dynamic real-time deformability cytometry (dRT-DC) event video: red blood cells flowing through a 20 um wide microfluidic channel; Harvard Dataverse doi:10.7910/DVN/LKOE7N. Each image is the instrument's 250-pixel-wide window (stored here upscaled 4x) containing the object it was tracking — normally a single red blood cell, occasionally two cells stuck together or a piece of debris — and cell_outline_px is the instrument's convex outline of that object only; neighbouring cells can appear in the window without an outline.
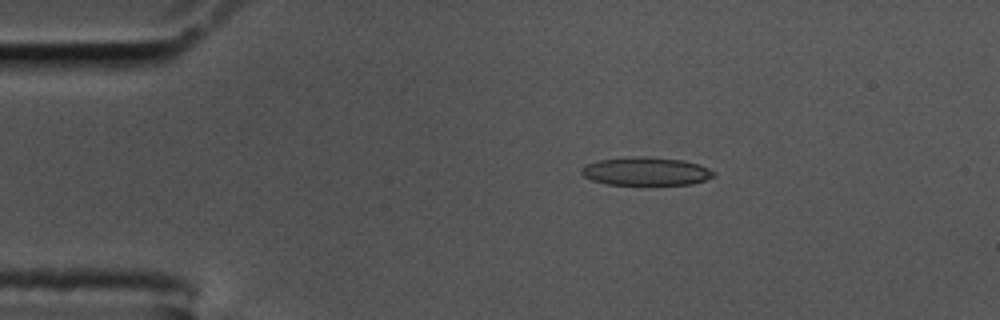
{"species": "common noctule bat (a hibernating species)", "species_latin": "Nyctalus noctula", "temperature_condition": "cold", "stored_images_in_passage": 48, "camera_frame_rate_fps": 3000, "um_per_image_px": 0.085, "animal": {"sex": "male", "body_mass_g": 17.5, "forearm_length_mm": 52.3}, "frame": {"image": 1, "passage_image": 1, "time_ms": 0.0, "image_size_px": [1000, 320], "cell_outline_px": [[716, 176], [692, 184], [608, 184], [592, 180], [584, 176], [580, 172], [580, 168], [596, 160], [636, 156], [640, 156], [680, 160], [700, 164], [716, 172]], "centroid_in_image_um": [54.91, 14.55], "position_along_channel_um": 30.1, "area_um2": 21.62}}
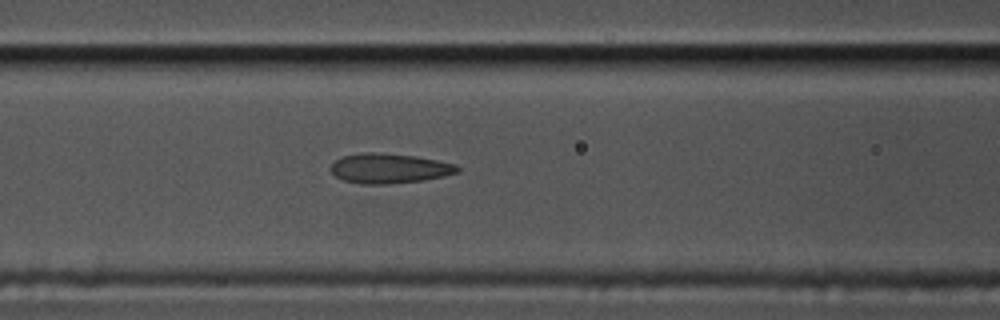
{"frame": {"image": 2, "passage_image": 14, "time_ms": 4.333, "image_size_px": [1000, 320], "cell_outline_px": [[460, 172], [444, 176], [424, 180], [388, 184], [360, 184], [344, 180], [336, 176], [328, 168], [340, 156], [364, 152], [372, 152], [416, 156], [456, 164], [460, 168]], "centroid_in_image_um": [33.08, 14.31], "position_along_channel_um": 133.5, "area_um2": 22.14}}
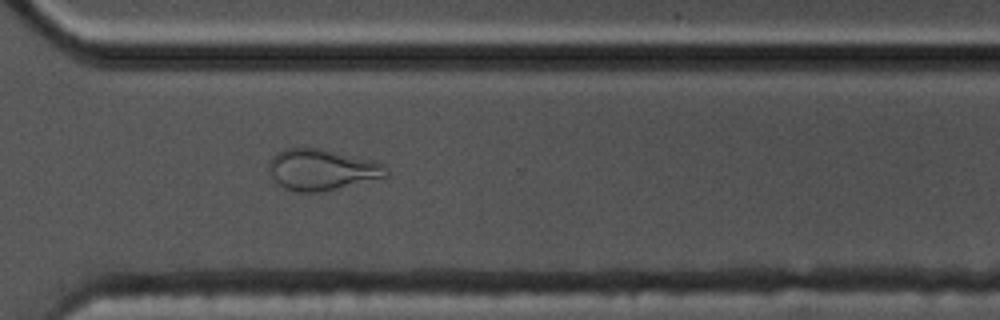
{"frame": {"image": 3, "passage_image": 32, "time_ms": 10.333, "image_size_px": [1000, 320], "cell_outline_px": [[388, 176], [324, 192], [296, 192], [284, 188], [272, 176], [268, 168], [268, 164], [272, 156], [276, 152], [284, 148], [320, 148], [372, 160], [384, 164], [388, 172]], "centroid_in_image_um": [27.34, 14.42], "position_along_channel_um": 343.3, "area_um2": 28.15}, "authors_computed_cell_mechanics": {"area_um2": 22.5998, "velocity_mm_per_s": 3.501, "shape_relaxation_time_tau1_ms": null, "shape_relaxation_time_tau2_ms": 1.7033, "deformation_change_tau1": null, "deformation_change_tau2": 0.0979}}